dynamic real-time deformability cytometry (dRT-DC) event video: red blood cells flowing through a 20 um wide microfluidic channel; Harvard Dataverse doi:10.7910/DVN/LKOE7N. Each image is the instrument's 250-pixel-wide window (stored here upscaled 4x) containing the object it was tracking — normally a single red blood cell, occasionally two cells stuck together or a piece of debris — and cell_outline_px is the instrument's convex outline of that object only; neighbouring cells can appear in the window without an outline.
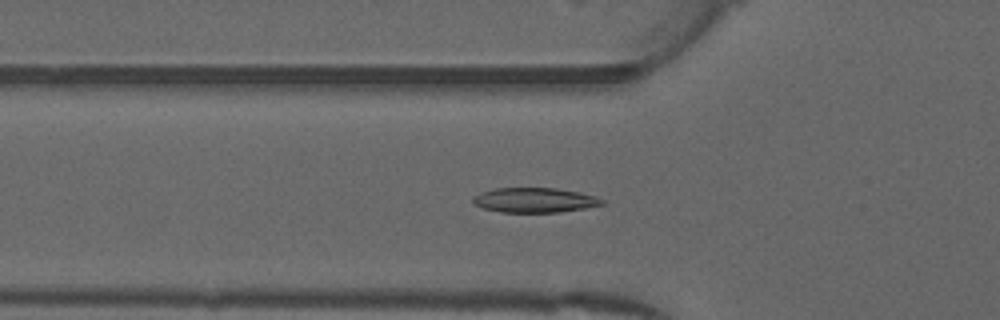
{"species": "common noctule bat (a hibernating species)", "species_latin": "Nyctalus noctula", "temperature_condition": "warm", "stored_images_in_passage": 33, "camera_frame_rate_fps": 3000, "um_per_image_px": 0.085, "animal": {"sex": "male", "forearm_length_mm": 52.5}, "frame": {"image": 1, "passage_image": 3, "time_ms": 0.667, "image_size_px": [1000, 320], "cell_outline_px": [[604, 204], [584, 208], [560, 212], [500, 212], [484, 208], [472, 204], [472, 200], [480, 192], [496, 188], [556, 188], [580, 192], [604, 200]], "centroid_in_image_um": [45.42, 17.01], "position_along_channel_um": 80.4, "area_um2": 18.5}}
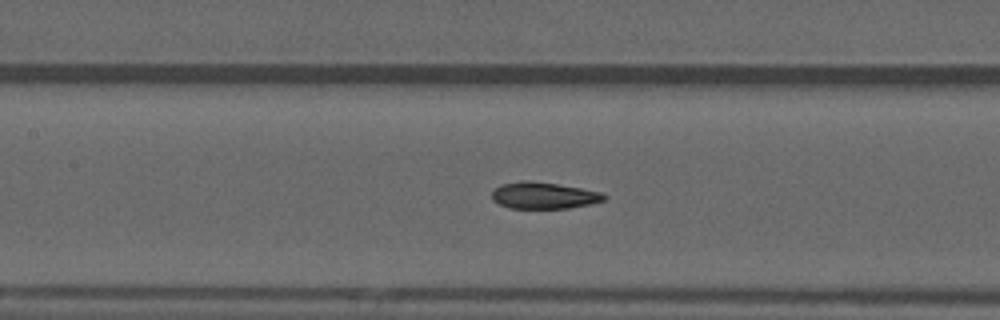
{"frame": {"image": 2, "passage_image": 9, "time_ms": 2.667, "image_size_px": [1000, 320], "cell_outline_px": [[608, 196], [604, 200], [592, 204], [568, 208], [508, 208], [492, 200], [492, 192], [496, 188], [504, 184], [524, 180], [532, 180], [580, 188], [600, 192]], "centroid_in_image_um": [46.23, 16.62], "position_along_channel_um": 161.2, "area_um2": 17.28}}
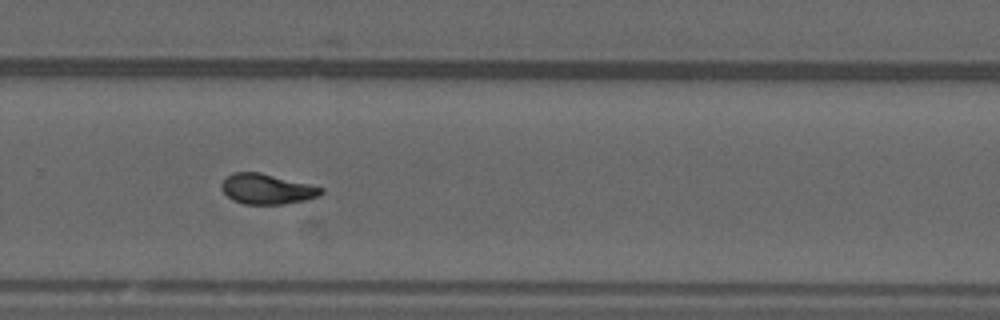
{"frame": {"image": 3, "passage_image": 20, "time_ms": 6.333, "image_size_px": [1000, 320], "cell_outline_px": [[324, 192], [320, 196], [304, 200], [284, 204], [244, 204], [232, 200], [220, 188], [220, 184], [232, 172], [260, 172], [324, 188]], "centroid_in_image_um": [22.68, 16.07], "position_along_channel_um": 307.1, "area_um2": 17.51}}